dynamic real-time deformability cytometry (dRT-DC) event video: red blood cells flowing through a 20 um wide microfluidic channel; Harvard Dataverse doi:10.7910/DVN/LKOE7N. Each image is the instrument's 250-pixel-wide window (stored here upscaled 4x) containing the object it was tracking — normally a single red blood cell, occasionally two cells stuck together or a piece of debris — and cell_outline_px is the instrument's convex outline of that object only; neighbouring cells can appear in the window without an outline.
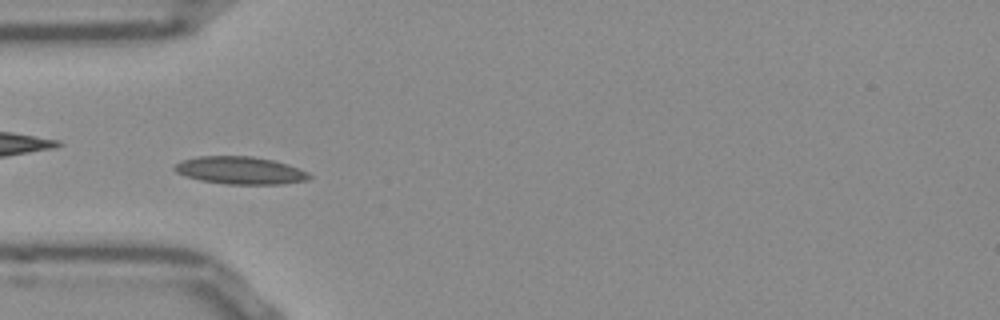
{"species": "Egyptian fruit bat (a non-hibernating species)", "species_latin": "Rousettus aegyptiacus", "temperature_condition": "room temperature", "stored_images_in_passage": 54, "camera_frame_rate_fps": 3000, "um_per_image_px": 0.085, "frame": {"image": 1, "passage_image": 17, "time_ms": 5.333, "image_size_px": [1000, 320], "cell_outline_px": [[312, 176], [308, 180], [284, 184], [224, 184], [200, 180], [176, 172], [172, 168], [180, 160], [200, 156], [252, 156], [272, 160], [308, 172]], "centroid_in_image_um": [20.39, 14.49], "position_along_channel_um": 64.6, "area_um2": 21.5}}
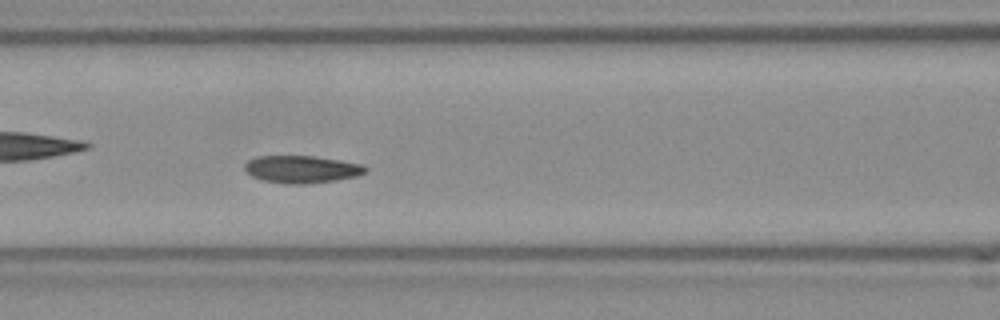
{"frame": {"image": 2, "passage_image": 23, "time_ms": 7.333, "image_size_px": [1000, 320], "cell_outline_px": [[368, 172], [356, 176], [336, 180], [308, 184], [284, 184], [260, 180], [252, 176], [244, 168], [244, 164], [248, 160], [256, 156], [316, 156], [364, 164], [368, 168]], "centroid_in_image_um": [25.66, 14.39], "position_along_channel_um": 140.9, "area_um2": 19.59}}
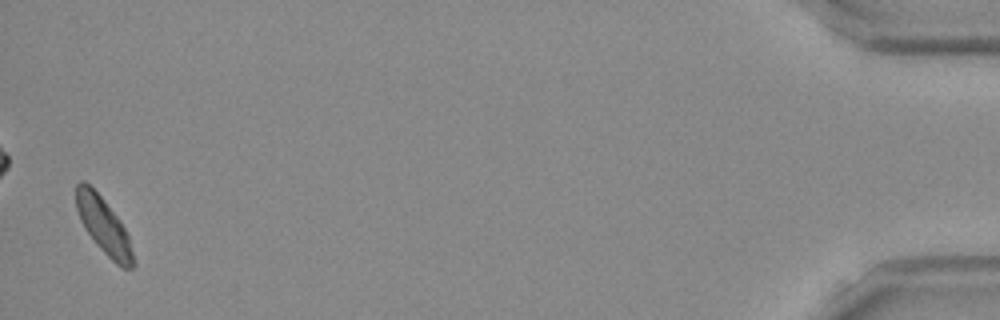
{"frame": {"image": 3, "passage_image": 53, "time_ms": 17.333, "image_size_px": [1000, 320], "cell_outline_px": [[136, 264], [132, 268], [120, 268], [96, 244], [84, 228], [80, 220], [76, 208], [76, 184], [80, 180], [84, 180], [104, 200], [116, 216], [124, 228], [128, 236]], "centroid_in_image_um": [8.8, 19.21], "position_along_channel_um": 426.4, "area_um2": 18.5}, "authors_computed_cell_mechanics": {"area_um2": 18.9873, "velocity_mm_per_s": 3.8055, "shape_relaxation_time_tau1_ms": 3.4039, "shape_relaxation_time_tau2_ms": 0.9547, "deformation_change_tau1": 0.1106, "deformation_change_tau2": 0.0503}}